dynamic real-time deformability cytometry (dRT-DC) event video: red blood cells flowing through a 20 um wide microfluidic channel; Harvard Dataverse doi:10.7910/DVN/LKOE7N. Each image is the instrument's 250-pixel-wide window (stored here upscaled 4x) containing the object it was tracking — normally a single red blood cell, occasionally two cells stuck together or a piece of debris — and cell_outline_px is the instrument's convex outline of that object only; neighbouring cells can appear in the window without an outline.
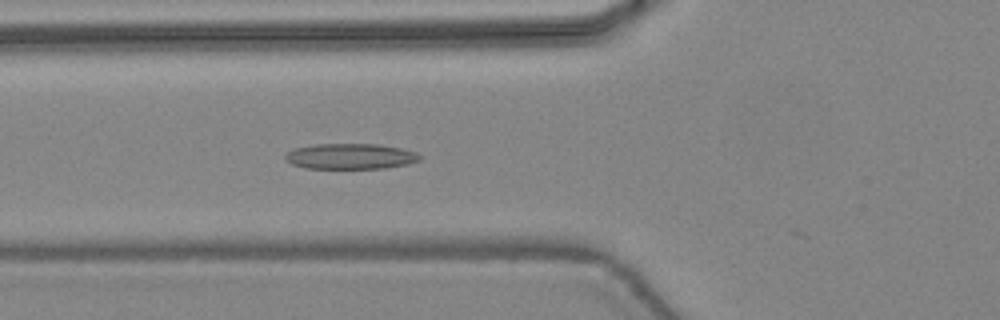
{"species": "common noctule bat (a hibernating species)", "species_latin": "Nyctalus noctula", "temperature_condition": "warm", "stored_images_in_passage": 38, "camera_frame_rate_fps": 3000, "um_per_image_px": 0.085, "animal": {"sex": "female", "body_mass_g": 24.6, "forearm_length_mm": 56.2}, "frame": {"image": 1, "passage_image": 17, "time_ms": 5.333, "image_size_px": [1000, 320], "cell_outline_px": [[424, 156], [420, 160], [408, 164], [384, 168], [304, 168], [292, 164], [284, 160], [284, 156], [292, 148], [316, 144], [380, 144], [400, 148], [416, 152]], "centroid_in_image_um": [29.79, 13.28], "position_along_channel_um": 96.0, "area_um2": 20.23}}
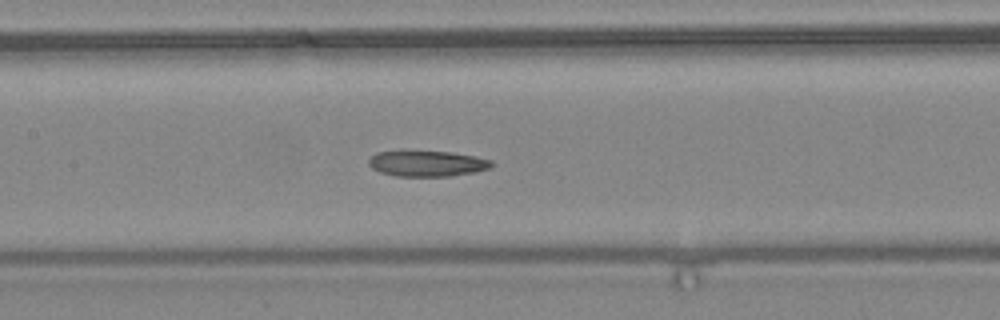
{"frame": {"image": 2, "passage_image": 22, "time_ms": 7.0, "image_size_px": [1000, 320], "cell_outline_px": [[496, 164], [492, 168], [452, 176], [396, 176], [380, 172], [372, 168], [368, 164], [368, 160], [376, 152], [452, 152], [476, 156], [492, 160]], "centroid_in_image_um": [36.36, 13.91], "position_along_channel_um": 171.0, "area_um2": 18.32}}
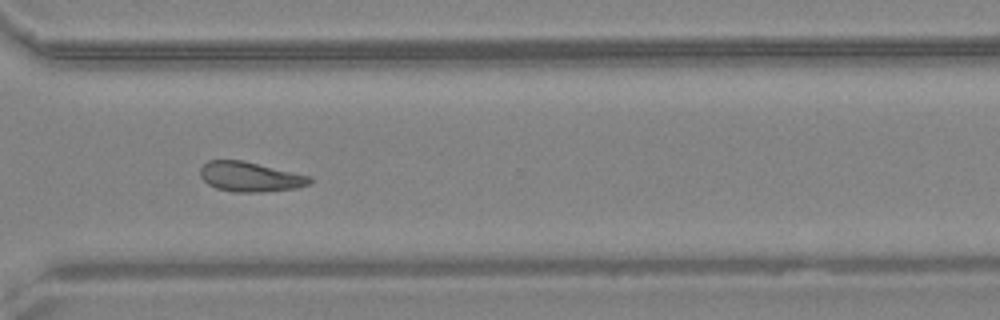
{"frame": {"image": 3, "passage_image": 34, "time_ms": 11.0, "image_size_px": [1000, 320], "cell_outline_px": [[312, 180], [308, 184], [296, 188], [260, 192], [232, 192], [216, 188], [208, 184], [200, 176], [200, 168], [208, 160], [244, 160], [312, 176]], "centroid_in_image_um": [21.26, 15.02], "position_along_channel_um": 349.3, "area_um2": 19.13}}